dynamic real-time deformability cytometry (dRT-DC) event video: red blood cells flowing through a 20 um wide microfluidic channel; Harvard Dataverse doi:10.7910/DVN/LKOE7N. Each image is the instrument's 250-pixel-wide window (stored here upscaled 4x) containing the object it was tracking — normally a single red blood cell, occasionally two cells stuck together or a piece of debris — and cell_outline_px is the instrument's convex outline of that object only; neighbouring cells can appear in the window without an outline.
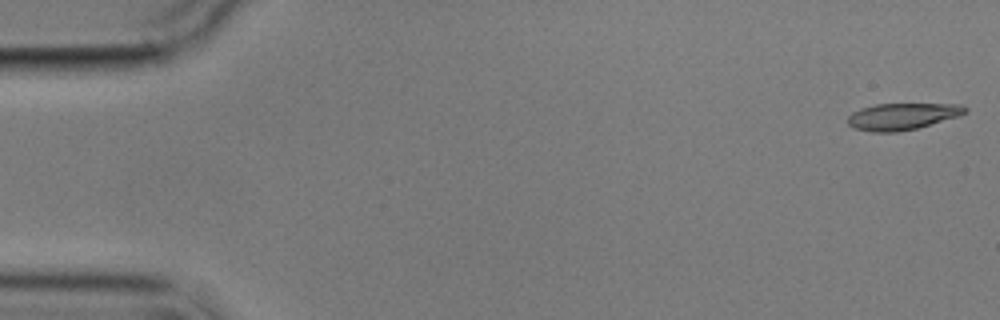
{"species": "common noctule bat (a hibernating species)", "species_latin": "Nyctalus noctula", "temperature_condition": "cold", "stored_images_in_passage": 6, "camera_frame_rate_fps": 3000, "um_per_image_px": 0.085, "animal": {"sex": "male", "body_mass_g": 17.9}, "frame": {"image": 1, "passage_image": 1, "time_ms": 0.0, "image_size_px": [1000, 320], "cell_outline_px": [[968, 112], [960, 116], [916, 128], [896, 132], [872, 132], [856, 128], [848, 124], [848, 116], [852, 112], [860, 108], [876, 104], [960, 104], [968, 108]], "centroid_in_image_um": [76.72, 9.88], "position_along_channel_um": 8.3, "area_um2": 18.21}}
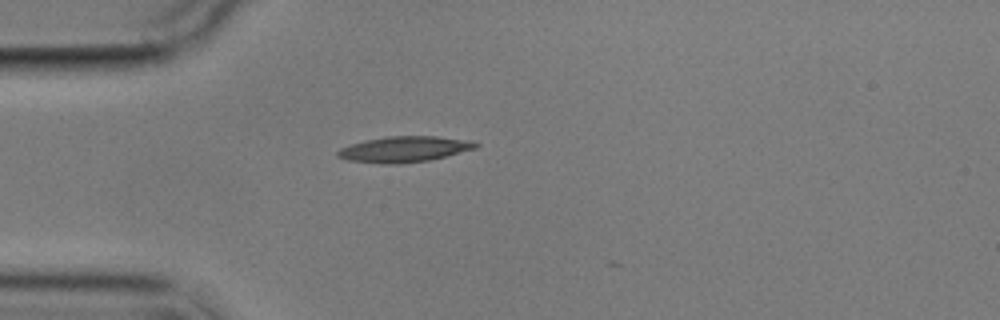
{"frame": {"image": 2, "passage_image": 5, "time_ms": 4.667, "image_size_px": [1000, 320], "cell_outline_px": [[480, 144], [476, 148], [428, 160], [400, 164], [380, 164], [348, 160], [336, 156], [336, 152], [340, 148], [364, 140], [388, 136], [436, 136], [472, 140]], "centroid_in_image_um": [34.34, 12.68], "position_along_channel_um": 50.7, "area_um2": 20.75}}